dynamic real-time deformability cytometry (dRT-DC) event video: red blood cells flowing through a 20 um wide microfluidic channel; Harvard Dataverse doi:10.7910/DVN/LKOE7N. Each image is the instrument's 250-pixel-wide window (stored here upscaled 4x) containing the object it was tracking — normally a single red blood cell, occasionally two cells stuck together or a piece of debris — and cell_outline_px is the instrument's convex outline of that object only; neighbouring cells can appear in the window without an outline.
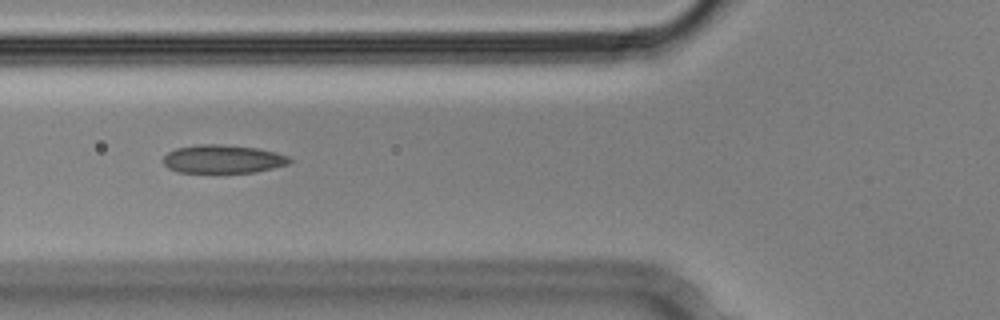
{"species": "Egyptian fruit bat (a non-hibernating species)", "species_latin": "Rousettus aegyptiacus", "temperature_condition": "cold", "stored_images_in_passage": 7, "camera_frame_rate_fps": 3000, "um_per_image_px": 0.085, "animal": {"sex": "male"}, "frame": {"image": 1, "passage_image": 3, "time_ms": 0.667, "image_size_px": [1000, 320], "cell_outline_px": [[292, 160], [288, 164], [256, 172], [176, 172], [168, 168], [164, 164], [164, 156], [168, 152], [176, 148], [200, 144], [220, 144], [256, 148], [276, 152], [288, 156]], "centroid_in_image_um": [18.94, 13.52], "position_along_channel_um": 106.9, "area_um2": 20.75}}
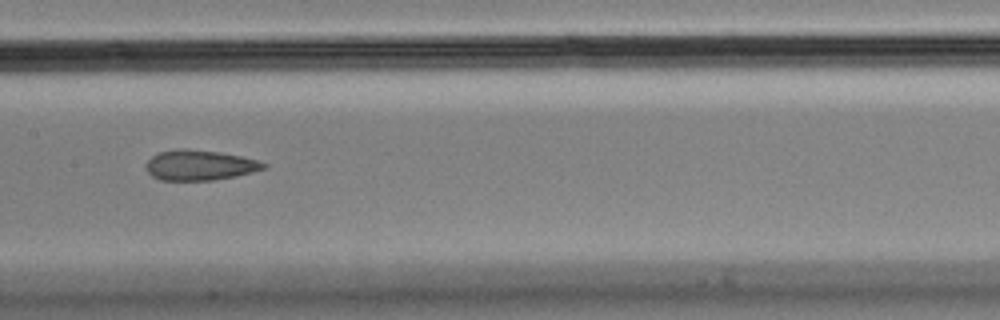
{"frame": {"image": 2, "passage_image": 5, "time_ms": 1.333, "image_size_px": [1000, 320], "cell_outline_px": [[268, 164], [264, 168], [252, 172], [236, 176], [212, 180], [160, 180], [152, 176], [148, 172], [148, 160], [152, 156], [160, 152], [184, 148], [220, 152], [240, 156], [256, 160]], "centroid_in_image_um": [16.98, 14.04], "position_along_channel_um": 190.4, "area_um2": 20.4}}
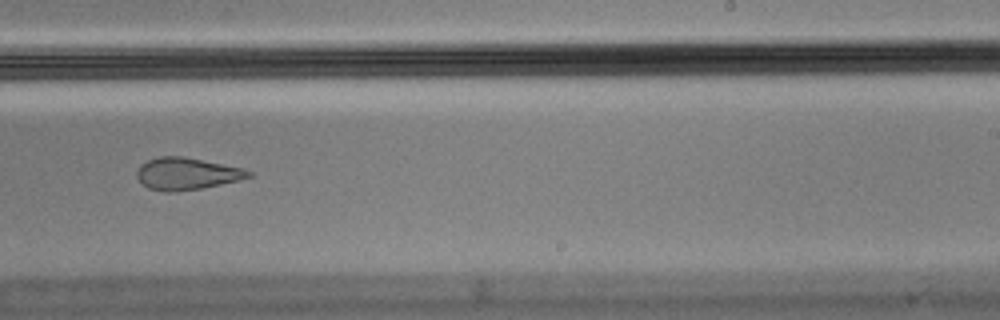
{"frame": {"image": 3, "passage_image": 7, "time_ms": 2.0, "image_size_px": [1000, 320], "cell_outline_px": [[252, 176], [220, 184], [200, 188], [176, 192], [164, 192], [148, 188], [136, 176], [136, 172], [140, 164], [148, 160], [160, 156], [184, 156], [244, 168], [252, 172]], "centroid_in_image_um": [15.85, 14.76], "position_along_channel_um": 273.2, "area_um2": 20.81}}